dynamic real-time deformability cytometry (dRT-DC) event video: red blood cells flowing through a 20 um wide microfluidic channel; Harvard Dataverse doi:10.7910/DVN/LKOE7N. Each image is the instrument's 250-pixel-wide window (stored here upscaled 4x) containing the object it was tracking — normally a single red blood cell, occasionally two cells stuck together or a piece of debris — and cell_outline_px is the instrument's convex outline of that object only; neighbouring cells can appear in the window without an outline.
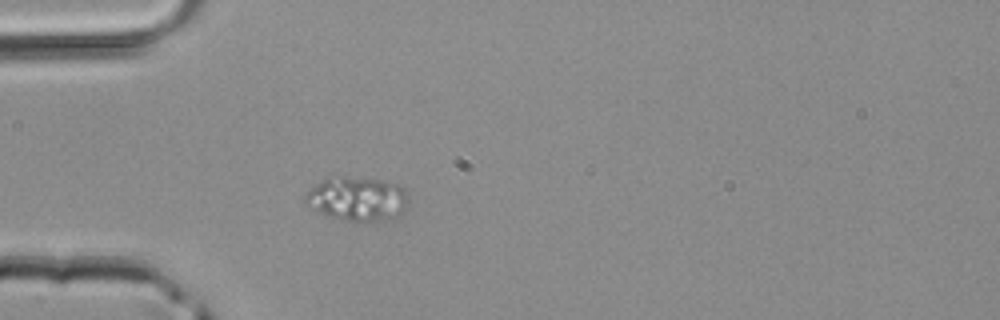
{"species": "common noctule bat (a hibernating species)", "species_latin": "Nyctalus noctula", "temperature_condition": "room temperature", "stored_images_in_passage": 33, "camera_frame_rate_fps": 3000, "um_per_image_px": 0.085, "animal": {"sex": "male", "body_mass_g": 20.4}, "frame": {"image": 1, "passage_image": 1, "time_ms": 0.0, "image_size_px": [1000, 320], "cell_outline_px": [[408, 204], [396, 216], [384, 220], [352, 224], [304, 208], [300, 200], [316, 184], [324, 180], [340, 176], [344, 176], [388, 180], [396, 184], [408, 196]], "centroid_in_image_um": [30.27, 16.94], "position_along_channel_um": 54.7, "area_um2": 27.28}}
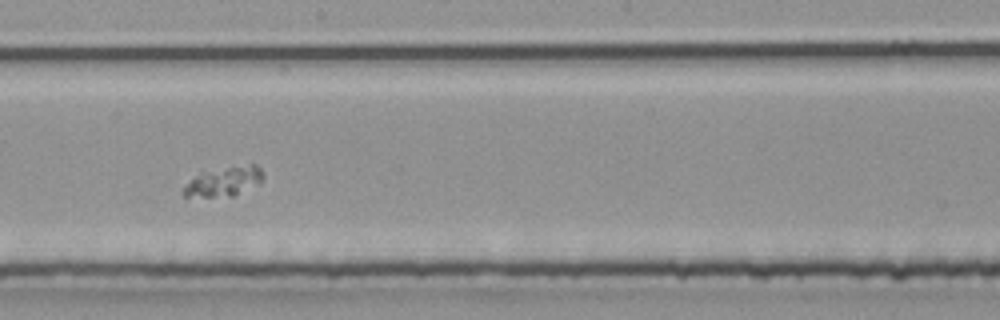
{"frame": {"image": 2, "passage_image": 13, "time_ms": 4.0, "image_size_px": [1000, 320], "cell_outline_px": [[264, 180], [260, 184], [232, 196], [184, 196], [180, 192], [200, 168], [252, 164], [256, 164], [264, 172]], "centroid_in_image_um": [19.02, 15.36], "position_along_channel_um": 229.2, "area_um2": 14.45}}
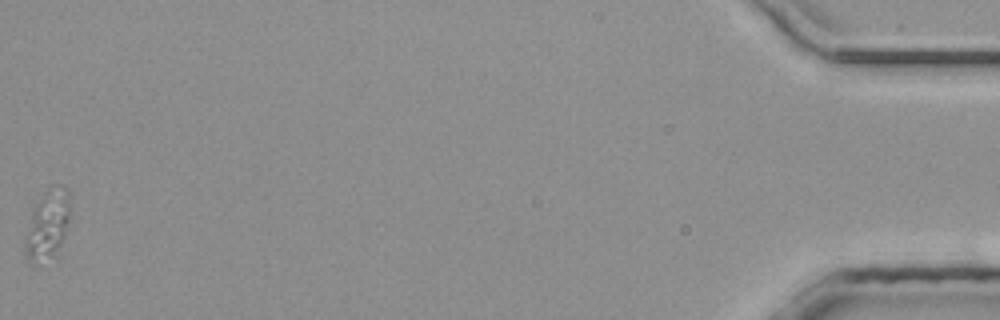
{"frame": {"image": 3, "passage_image": 33, "time_ms": 10.667, "image_size_px": [1000, 320], "cell_outline_px": [[68, 220], [64, 236], [56, 256], [32, 264], [24, 252], [24, 236], [32, 212], [48, 184], [56, 184], [68, 188]], "centroid_in_image_um": [4.01, 19.08], "position_along_channel_um": 431.2, "area_um2": 18.21}}